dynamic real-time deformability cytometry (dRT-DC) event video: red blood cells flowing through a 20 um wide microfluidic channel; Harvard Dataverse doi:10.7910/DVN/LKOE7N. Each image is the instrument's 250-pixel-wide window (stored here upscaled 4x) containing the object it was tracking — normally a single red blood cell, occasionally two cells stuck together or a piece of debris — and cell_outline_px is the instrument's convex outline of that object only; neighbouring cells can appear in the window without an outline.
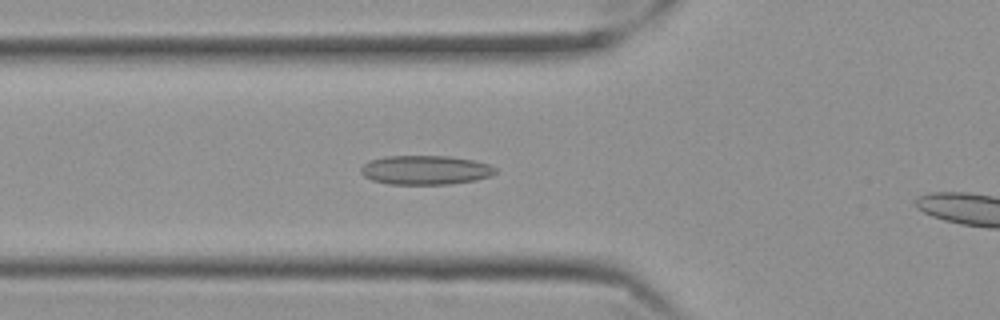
{"species": "Egyptian fruit bat (a non-hibernating species)", "species_latin": "Rousettus aegyptiacus", "temperature_condition": "cold", "stored_images_in_passage": 50, "camera_frame_rate_fps": 3000, "um_per_image_px": 0.085, "frame": {"image": 1, "passage_image": 20, "time_ms": 6.333, "image_size_px": [1000, 320], "cell_outline_px": [[496, 172], [488, 176], [476, 180], [448, 184], [388, 184], [372, 180], [364, 176], [360, 172], [360, 168], [364, 164], [372, 160], [384, 156], [448, 156], [472, 160], [488, 164], [496, 168]], "centroid_in_image_um": [36.13, 14.45], "position_along_channel_um": 89.7, "area_um2": 22.72}}
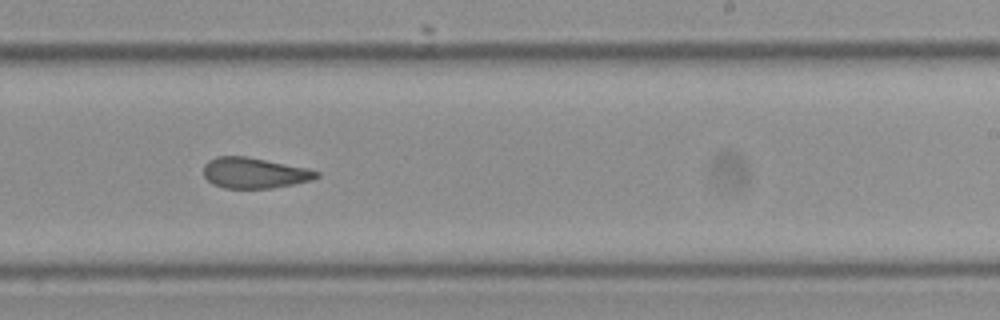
{"frame": {"image": 2, "passage_image": 35, "time_ms": 11.333, "image_size_px": [1000, 320], "cell_outline_px": [[320, 176], [312, 180], [272, 188], [224, 188], [212, 184], [204, 176], [204, 164], [208, 160], [216, 156], [244, 156], [308, 168], [320, 172]], "centroid_in_image_um": [21.61, 14.7], "position_along_channel_um": 267.4, "area_um2": 20.17}}
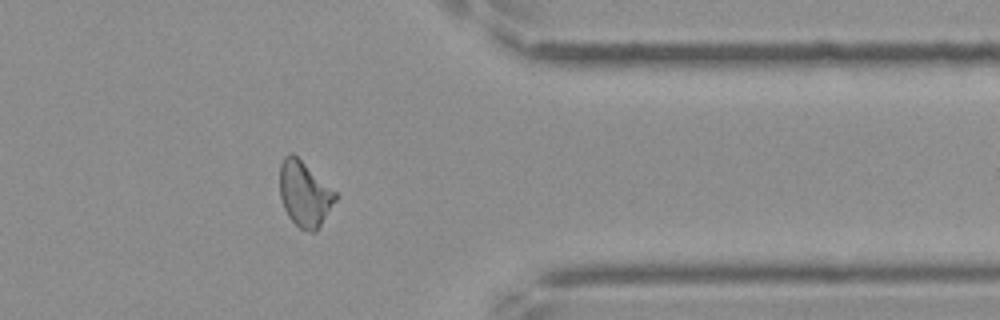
{"frame": {"image": 3, "passage_image": 46, "time_ms": 15.0, "image_size_px": [1000, 320], "cell_outline_px": [[336, 200], [320, 228], [316, 232], [312, 232], [300, 228], [288, 216], [284, 208], [280, 196], [280, 164], [284, 156], [288, 152], [292, 152], [336, 192]], "centroid_in_image_um": [25.88, 16.49], "position_along_channel_um": 385.5, "area_um2": 21.1}, "authors_computed_cell_mechanics": {"area_um2": 21.386, "velocity_mm_per_s": 3.5371, "shape_relaxation_time_tau1_ms": null, "shape_relaxation_time_tau2_ms": 2.845, "deformation_change_tau1": null, "deformation_change_tau2": 0.1106}}